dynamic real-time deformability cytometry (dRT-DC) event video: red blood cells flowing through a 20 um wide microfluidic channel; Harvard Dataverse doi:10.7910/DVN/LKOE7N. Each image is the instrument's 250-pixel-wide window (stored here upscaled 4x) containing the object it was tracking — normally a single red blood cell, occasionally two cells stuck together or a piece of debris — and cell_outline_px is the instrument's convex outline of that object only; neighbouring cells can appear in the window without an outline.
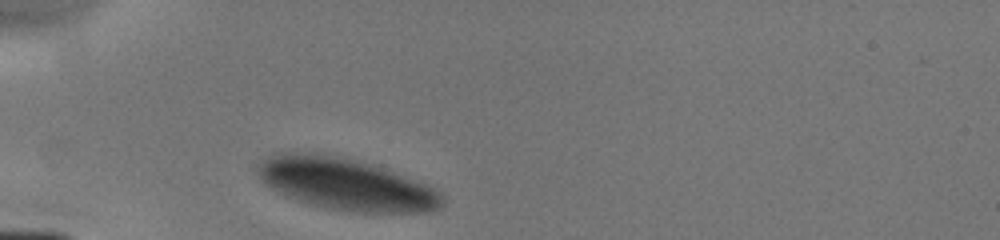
{"species": "human", "species_latin": "Homo sapiens", "temperature_condition": "cold", "stored_images_in_passage": 5, "camera_frame_rate_fps": 3000, "um_per_image_px": 0.085, "donor": {"sex": "male"}, "frame": {"image": 1, "passage_image": 1, "time_ms": 0.0, "image_size_px": [1000, 240], "cell_outline_px": [[444, 204], [440, 208], [428, 212], [344, 212], [324, 208], [308, 204], [296, 200], [268, 188], [260, 180], [256, 172], [256, 164], [264, 156], [272, 152], [316, 152], [344, 156], [428, 184], [436, 188], [444, 196]], "centroid_in_image_um": [29.31, 15.64], "position_along_channel_um": 55.7, "area_um2": 56.82}}